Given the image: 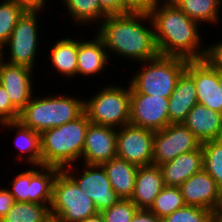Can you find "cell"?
Segmentation results:
<instances>
[{"label":"cell","mask_w":222,"mask_h":222,"mask_svg":"<svg viewBox=\"0 0 222 222\" xmlns=\"http://www.w3.org/2000/svg\"><path fill=\"white\" fill-rule=\"evenodd\" d=\"M203 151V169L222 189V138L201 143Z\"/></svg>","instance_id":"f546056e"},{"label":"cell","mask_w":222,"mask_h":222,"mask_svg":"<svg viewBox=\"0 0 222 222\" xmlns=\"http://www.w3.org/2000/svg\"><path fill=\"white\" fill-rule=\"evenodd\" d=\"M124 13H146L152 10V0H121Z\"/></svg>","instance_id":"d590c367"},{"label":"cell","mask_w":222,"mask_h":222,"mask_svg":"<svg viewBox=\"0 0 222 222\" xmlns=\"http://www.w3.org/2000/svg\"><path fill=\"white\" fill-rule=\"evenodd\" d=\"M50 206L33 202H15L0 222H45L51 215Z\"/></svg>","instance_id":"83f0119b"},{"label":"cell","mask_w":222,"mask_h":222,"mask_svg":"<svg viewBox=\"0 0 222 222\" xmlns=\"http://www.w3.org/2000/svg\"><path fill=\"white\" fill-rule=\"evenodd\" d=\"M93 32L102 40L111 61L117 58L119 62L121 58L136 64L159 54L149 14L126 12L108 15Z\"/></svg>","instance_id":"6da1fadb"},{"label":"cell","mask_w":222,"mask_h":222,"mask_svg":"<svg viewBox=\"0 0 222 222\" xmlns=\"http://www.w3.org/2000/svg\"><path fill=\"white\" fill-rule=\"evenodd\" d=\"M214 222H222V217H213Z\"/></svg>","instance_id":"bcb514c9"},{"label":"cell","mask_w":222,"mask_h":222,"mask_svg":"<svg viewBox=\"0 0 222 222\" xmlns=\"http://www.w3.org/2000/svg\"><path fill=\"white\" fill-rule=\"evenodd\" d=\"M130 222H161V219L148 209H137Z\"/></svg>","instance_id":"ab89813d"},{"label":"cell","mask_w":222,"mask_h":222,"mask_svg":"<svg viewBox=\"0 0 222 222\" xmlns=\"http://www.w3.org/2000/svg\"><path fill=\"white\" fill-rule=\"evenodd\" d=\"M204 60L216 71L222 74V39H218V42L206 44Z\"/></svg>","instance_id":"e575fe53"},{"label":"cell","mask_w":222,"mask_h":222,"mask_svg":"<svg viewBox=\"0 0 222 222\" xmlns=\"http://www.w3.org/2000/svg\"><path fill=\"white\" fill-rule=\"evenodd\" d=\"M219 86H221V96H222V74L219 72Z\"/></svg>","instance_id":"f6af8a7d"},{"label":"cell","mask_w":222,"mask_h":222,"mask_svg":"<svg viewBox=\"0 0 222 222\" xmlns=\"http://www.w3.org/2000/svg\"><path fill=\"white\" fill-rule=\"evenodd\" d=\"M0 128L14 131L13 146L18 153L15 160L29 166H42L41 134L24 126L19 120L0 123ZM18 158V159H17Z\"/></svg>","instance_id":"ffe728a7"},{"label":"cell","mask_w":222,"mask_h":222,"mask_svg":"<svg viewBox=\"0 0 222 222\" xmlns=\"http://www.w3.org/2000/svg\"><path fill=\"white\" fill-rule=\"evenodd\" d=\"M195 82L197 101L206 108L222 113L219 72L204 59L188 60L185 70Z\"/></svg>","instance_id":"9a60e30c"},{"label":"cell","mask_w":222,"mask_h":222,"mask_svg":"<svg viewBox=\"0 0 222 222\" xmlns=\"http://www.w3.org/2000/svg\"><path fill=\"white\" fill-rule=\"evenodd\" d=\"M154 133L130 123L117 129L116 156L138 167L152 165Z\"/></svg>","instance_id":"7c38bea8"},{"label":"cell","mask_w":222,"mask_h":222,"mask_svg":"<svg viewBox=\"0 0 222 222\" xmlns=\"http://www.w3.org/2000/svg\"><path fill=\"white\" fill-rule=\"evenodd\" d=\"M0 59H2V47L0 46Z\"/></svg>","instance_id":"7dc6e473"},{"label":"cell","mask_w":222,"mask_h":222,"mask_svg":"<svg viewBox=\"0 0 222 222\" xmlns=\"http://www.w3.org/2000/svg\"><path fill=\"white\" fill-rule=\"evenodd\" d=\"M99 91L84 99V110L90 123L119 129L130 123V84L102 83ZM110 84V85H109ZM121 85V86H120ZM91 97V98H90Z\"/></svg>","instance_id":"8992f818"},{"label":"cell","mask_w":222,"mask_h":222,"mask_svg":"<svg viewBox=\"0 0 222 222\" xmlns=\"http://www.w3.org/2000/svg\"><path fill=\"white\" fill-rule=\"evenodd\" d=\"M197 103L194 79L184 71L169 97V124L183 123L187 114Z\"/></svg>","instance_id":"cb8c5ba5"},{"label":"cell","mask_w":222,"mask_h":222,"mask_svg":"<svg viewBox=\"0 0 222 222\" xmlns=\"http://www.w3.org/2000/svg\"><path fill=\"white\" fill-rule=\"evenodd\" d=\"M177 0H152V9L159 4H175Z\"/></svg>","instance_id":"7bdbcfd3"},{"label":"cell","mask_w":222,"mask_h":222,"mask_svg":"<svg viewBox=\"0 0 222 222\" xmlns=\"http://www.w3.org/2000/svg\"><path fill=\"white\" fill-rule=\"evenodd\" d=\"M90 121L84 112L64 125L41 133L42 165L64 168L80 163Z\"/></svg>","instance_id":"277c9868"},{"label":"cell","mask_w":222,"mask_h":222,"mask_svg":"<svg viewBox=\"0 0 222 222\" xmlns=\"http://www.w3.org/2000/svg\"><path fill=\"white\" fill-rule=\"evenodd\" d=\"M41 96L35 93L28 104L20 111L18 120L40 134L53 127H58L66 124L72 120H75L81 116L84 110V99L77 95H67V93L61 91L62 93L52 92ZM64 93V94H63ZM81 97V98H80Z\"/></svg>","instance_id":"3957f363"},{"label":"cell","mask_w":222,"mask_h":222,"mask_svg":"<svg viewBox=\"0 0 222 222\" xmlns=\"http://www.w3.org/2000/svg\"><path fill=\"white\" fill-rule=\"evenodd\" d=\"M26 10L15 0H0V46L9 40L17 20Z\"/></svg>","instance_id":"4dcf8cb0"},{"label":"cell","mask_w":222,"mask_h":222,"mask_svg":"<svg viewBox=\"0 0 222 222\" xmlns=\"http://www.w3.org/2000/svg\"><path fill=\"white\" fill-rule=\"evenodd\" d=\"M184 206L180 187L165 185L148 210L162 219Z\"/></svg>","instance_id":"f1b7e54d"},{"label":"cell","mask_w":222,"mask_h":222,"mask_svg":"<svg viewBox=\"0 0 222 222\" xmlns=\"http://www.w3.org/2000/svg\"><path fill=\"white\" fill-rule=\"evenodd\" d=\"M79 222H105L101 213H97L93 216L87 217Z\"/></svg>","instance_id":"b9f144b4"},{"label":"cell","mask_w":222,"mask_h":222,"mask_svg":"<svg viewBox=\"0 0 222 222\" xmlns=\"http://www.w3.org/2000/svg\"><path fill=\"white\" fill-rule=\"evenodd\" d=\"M97 213L92 199L61 170L54 180L50 214L61 222H79Z\"/></svg>","instance_id":"ba28073f"},{"label":"cell","mask_w":222,"mask_h":222,"mask_svg":"<svg viewBox=\"0 0 222 222\" xmlns=\"http://www.w3.org/2000/svg\"><path fill=\"white\" fill-rule=\"evenodd\" d=\"M200 146V141L183 123L169 124L154 133L153 165L159 166Z\"/></svg>","instance_id":"8fae6325"},{"label":"cell","mask_w":222,"mask_h":222,"mask_svg":"<svg viewBox=\"0 0 222 222\" xmlns=\"http://www.w3.org/2000/svg\"><path fill=\"white\" fill-rule=\"evenodd\" d=\"M15 203V199L7 186L0 185V220L8 213Z\"/></svg>","instance_id":"8d00e7d4"},{"label":"cell","mask_w":222,"mask_h":222,"mask_svg":"<svg viewBox=\"0 0 222 222\" xmlns=\"http://www.w3.org/2000/svg\"><path fill=\"white\" fill-rule=\"evenodd\" d=\"M137 209L131 199L120 198L110 208L103 210L101 214L105 222H130Z\"/></svg>","instance_id":"d6a6232c"},{"label":"cell","mask_w":222,"mask_h":222,"mask_svg":"<svg viewBox=\"0 0 222 222\" xmlns=\"http://www.w3.org/2000/svg\"><path fill=\"white\" fill-rule=\"evenodd\" d=\"M183 124L200 143L222 138V113L197 103L187 114Z\"/></svg>","instance_id":"44dd1931"},{"label":"cell","mask_w":222,"mask_h":222,"mask_svg":"<svg viewBox=\"0 0 222 222\" xmlns=\"http://www.w3.org/2000/svg\"><path fill=\"white\" fill-rule=\"evenodd\" d=\"M93 37L85 38L83 40L78 39V54H77V79L81 78L83 80L96 79L97 75L105 74L106 70L110 69L109 64L111 63L107 49L105 48L102 40L94 33ZM108 65V66H107ZM107 66V67H106ZM79 77V78H78Z\"/></svg>","instance_id":"e0dca14e"},{"label":"cell","mask_w":222,"mask_h":222,"mask_svg":"<svg viewBox=\"0 0 222 222\" xmlns=\"http://www.w3.org/2000/svg\"><path fill=\"white\" fill-rule=\"evenodd\" d=\"M15 1H17L25 10H29V11H45L46 10V11H49V9L47 10V8H49L47 5V3L49 4L48 0H15Z\"/></svg>","instance_id":"f35d334b"},{"label":"cell","mask_w":222,"mask_h":222,"mask_svg":"<svg viewBox=\"0 0 222 222\" xmlns=\"http://www.w3.org/2000/svg\"><path fill=\"white\" fill-rule=\"evenodd\" d=\"M202 146L177 156L175 159L159 165L164 184L179 187L193 174L203 169Z\"/></svg>","instance_id":"7402d4cb"},{"label":"cell","mask_w":222,"mask_h":222,"mask_svg":"<svg viewBox=\"0 0 222 222\" xmlns=\"http://www.w3.org/2000/svg\"><path fill=\"white\" fill-rule=\"evenodd\" d=\"M45 222H61V220L57 217L50 215Z\"/></svg>","instance_id":"ee69618b"},{"label":"cell","mask_w":222,"mask_h":222,"mask_svg":"<svg viewBox=\"0 0 222 222\" xmlns=\"http://www.w3.org/2000/svg\"><path fill=\"white\" fill-rule=\"evenodd\" d=\"M101 165L117 196L122 199H131L139 167L117 156Z\"/></svg>","instance_id":"d4e9b609"},{"label":"cell","mask_w":222,"mask_h":222,"mask_svg":"<svg viewBox=\"0 0 222 222\" xmlns=\"http://www.w3.org/2000/svg\"><path fill=\"white\" fill-rule=\"evenodd\" d=\"M179 187L185 205L214 211L218 203L220 189L216 181L204 169L193 174Z\"/></svg>","instance_id":"ac0fdd59"},{"label":"cell","mask_w":222,"mask_h":222,"mask_svg":"<svg viewBox=\"0 0 222 222\" xmlns=\"http://www.w3.org/2000/svg\"><path fill=\"white\" fill-rule=\"evenodd\" d=\"M34 72L35 70L26 66L10 64L0 59V83L19 111L28 104L36 90H39L35 87L38 84H35Z\"/></svg>","instance_id":"5bb4252c"},{"label":"cell","mask_w":222,"mask_h":222,"mask_svg":"<svg viewBox=\"0 0 222 222\" xmlns=\"http://www.w3.org/2000/svg\"><path fill=\"white\" fill-rule=\"evenodd\" d=\"M58 2L62 3V6L64 5L60 8L67 11L66 13L70 17L68 20H72L75 27L80 26L78 29L83 26L85 30L84 26H87L88 29L92 26L93 29L90 28V32H92L108 16L101 8L99 0H59Z\"/></svg>","instance_id":"484cf974"},{"label":"cell","mask_w":222,"mask_h":222,"mask_svg":"<svg viewBox=\"0 0 222 222\" xmlns=\"http://www.w3.org/2000/svg\"><path fill=\"white\" fill-rule=\"evenodd\" d=\"M29 167L15 173L13 179L7 182L10 183L7 189L13 195L15 202L51 205L54 180L61 169L43 165Z\"/></svg>","instance_id":"9c48e42d"},{"label":"cell","mask_w":222,"mask_h":222,"mask_svg":"<svg viewBox=\"0 0 222 222\" xmlns=\"http://www.w3.org/2000/svg\"><path fill=\"white\" fill-rule=\"evenodd\" d=\"M101 8L108 15L123 14L124 8L121 0H99Z\"/></svg>","instance_id":"74e56055"},{"label":"cell","mask_w":222,"mask_h":222,"mask_svg":"<svg viewBox=\"0 0 222 222\" xmlns=\"http://www.w3.org/2000/svg\"><path fill=\"white\" fill-rule=\"evenodd\" d=\"M213 217H222V189L219 192V199L213 211Z\"/></svg>","instance_id":"60d3db41"},{"label":"cell","mask_w":222,"mask_h":222,"mask_svg":"<svg viewBox=\"0 0 222 222\" xmlns=\"http://www.w3.org/2000/svg\"><path fill=\"white\" fill-rule=\"evenodd\" d=\"M161 222H214L213 212L196 206L185 205L172 214L161 219Z\"/></svg>","instance_id":"1f68e13d"},{"label":"cell","mask_w":222,"mask_h":222,"mask_svg":"<svg viewBox=\"0 0 222 222\" xmlns=\"http://www.w3.org/2000/svg\"><path fill=\"white\" fill-rule=\"evenodd\" d=\"M169 98L131 93L130 124L153 131L169 125Z\"/></svg>","instance_id":"4fadbf2b"},{"label":"cell","mask_w":222,"mask_h":222,"mask_svg":"<svg viewBox=\"0 0 222 222\" xmlns=\"http://www.w3.org/2000/svg\"><path fill=\"white\" fill-rule=\"evenodd\" d=\"M175 4L205 29L206 24L218 27V24L222 23V0H177Z\"/></svg>","instance_id":"4316f807"},{"label":"cell","mask_w":222,"mask_h":222,"mask_svg":"<svg viewBox=\"0 0 222 222\" xmlns=\"http://www.w3.org/2000/svg\"><path fill=\"white\" fill-rule=\"evenodd\" d=\"M149 15L160 55L187 60L204 58L206 43L204 44L205 41L202 39V26L190 19L176 4L156 5Z\"/></svg>","instance_id":"7a4b0ae2"},{"label":"cell","mask_w":222,"mask_h":222,"mask_svg":"<svg viewBox=\"0 0 222 222\" xmlns=\"http://www.w3.org/2000/svg\"><path fill=\"white\" fill-rule=\"evenodd\" d=\"M61 36H59V39H52L54 41L53 43L50 42V49H43L42 53L46 54V61L50 62L48 65L49 67L51 65V70L54 69L53 72H56L55 75L59 74L62 79L65 78L66 80L68 79L67 81H73V79L76 80L77 78L78 38L80 36L78 35L77 39H75V35L71 36V38L64 34Z\"/></svg>","instance_id":"d6986e66"},{"label":"cell","mask_w":222,"mask_h":222,"mask_svg":"<svg viewBox=\"0 0 222 222\" xmlns=\"http://www.w3.org/2000/svg\"><path fill=\"white\" fill-rule=\"evenodd\" d=\"M19 114L20 111L12 104L0 83V123L18 120Z\"/></svg>","instance_id":"836d02e7"},{"label":"cell","mask_w":222,"mask_h":222,"mask_svg":"<svg viewBox=\"0 0 222 222\" xmlns=\"http://www.w3.org/2000/svg\"><path fill=\"white\" fill-rule=\"evenodd\" d=\"M117 129L90 123L81 162L101 165L116 157Z\"/></svg>","instance_id":"2e32d148"},{"label":"cell","mask_w":222,"mask_h":222,"mask_svg":"<svg viewBox=\"0 0 222 222\" xmlns=\"http://www.w3.org/2000/svg\"><path fill=\"white\" fill-rule=\"evenodd\" d=\"M164 186V179L158 165L139 167L131 200L138 209H149Z\"/></svg>","instance_id":"603a6c76"},{"label":"cell","mask_w":222,"mask_h":222,"mask_svg":"<svg viewBox=\"0 0 222 222\" xmlns=\"http://www.w3.org/2000/svg\"><path fill=\"white\" fill-rule=\"evenodd\" d=\"M44 12L26 10L22 14L17 20L8 42L2 47V60L10 64L26 66L37 71L36 68L39 63L37 58L39 60V57L42 55L40 53L42 49L39 46L43 45L41 43L43 40L40 39L43 35L41 33L43 27L40 26L42 24L40 18L41 16L43 17Z\"/></svg>","instance_id":"52a82bcc"},{"label":"cell","mask_w":222,"mask_h":222,"mask_svg":"<svg viewBox=\"0 0 222 222\" xmlns=\"http://www.w3.org/2000/svg\"><path fill=\"white\" fill-rule=\"evenodd\" d=\"M187 61L180 57L158 54L152 59L136 63L139 64L138 70H134L130 78L126 77L130 93L169 98L179 77L186 70Z\"/></svg>","instance_id":"5b68a950"},{"label":"cell","mask_w":222,"mask_h":222,"mask_svg":"<svg viewBox=\"0 0 222 222\" xmlns=\"http://www.w3.org/2000/svg\"><path fill=\"white\" fill-rule=\"evenodd\" d=\"M63 171L86 196L92 199L99 213L110 208L120 199L111 187L102 165L77 163L64 168Z\"/></svg>","instance_id":"30bf717a"}]
</instances>
